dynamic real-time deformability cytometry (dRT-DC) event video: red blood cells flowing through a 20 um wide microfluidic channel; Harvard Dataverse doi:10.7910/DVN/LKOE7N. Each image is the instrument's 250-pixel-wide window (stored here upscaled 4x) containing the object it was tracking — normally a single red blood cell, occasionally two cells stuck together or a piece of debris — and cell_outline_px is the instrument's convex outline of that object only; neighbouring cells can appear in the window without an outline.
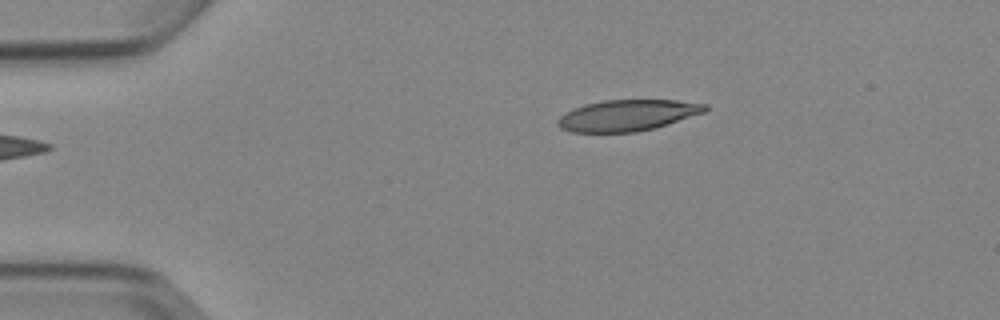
{"species": "Egyptian fruit bat (a non-hibernating species)", "species_latin": "Rousettus aegyptiacus", "temperature_condition": "cold", "stored_images_in_passage": 3, "camera_frame_rate_fps": 3000, "um_per_image_px": 0.085, "animal": {"sex": "female"}, "frame": {"image": 1, "passage_image": 1, "time_ms": 0.0, "image_size_px": [1000, 320], "cell_outline_px": [[708, 108], [704, 112], [656, 128], [636, 132], [572, 132], [560, 128], [556, 124], [556, 120], [564, 112], [572, 108], [584, 104], [604, 100], [676, 100], [708, 104]], "centroid_in_image_um": [53.29, 9.8], "position_along_channel_um": 31.7, "area_um2": 26.93}}
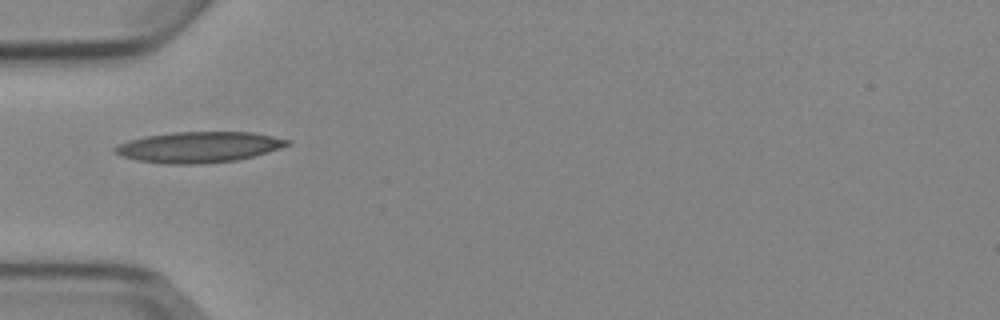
{"frame": {"image": 2, "passage_image": 3, "time_ms": 2.333, "image_size_px": [1000, 320], "cell_outline_px": [[292, 140], [288, 144], [280, 148], [268, 152], [236, 160], [204, 164], [164, 164], [136, 160], [120, 156], [112, 148], [116, 144], [128, 140], [144, 136], [176, 132], [252, 132]], "centroid_in_image_um": [16.85, 12.51], "position_along_channel_um": 68.2, "area_um2": 31.04}}